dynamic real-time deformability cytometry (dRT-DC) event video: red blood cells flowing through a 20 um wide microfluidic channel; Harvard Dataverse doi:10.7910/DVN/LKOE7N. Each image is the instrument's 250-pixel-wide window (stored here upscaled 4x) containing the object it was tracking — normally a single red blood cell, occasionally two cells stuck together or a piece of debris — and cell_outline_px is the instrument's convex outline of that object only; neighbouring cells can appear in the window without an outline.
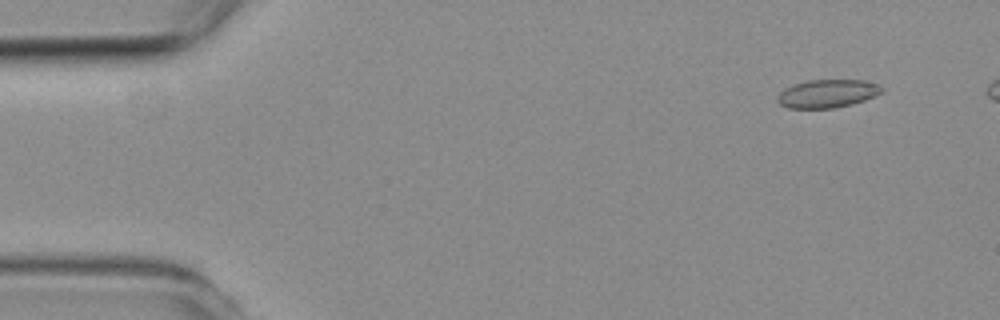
{"species": "common noctule bat (a hibernating species)", "species_latin": "Nyctalus noctula", "temperature_condition": "room temperature", "stored_images_in_passage": 5, "camera_frame_rate_fps": 3000, "um_per_image_px": 0.085, "animal": {"sex": "female", "body_mass_g": 19.3, "forearm_length_mm": 54.1}, "frame": {"image": 1, "passage_image": 1, "time_ms": 0.0, "image_size_px": [1000, 320], "cell_outline_px": [[884, 92], [876, 96], [852, 104], [832, 108], [788, 108], [780, 104], [776, 100], [776, 96], [784, 88], [792, 84], [808, 80], [864, 80], [880, 84], [884, 88]], "centroid_in_image_um": [70.34, 7.95], "position_along_channel_um": 14.7, "area_um2": 17.4}}